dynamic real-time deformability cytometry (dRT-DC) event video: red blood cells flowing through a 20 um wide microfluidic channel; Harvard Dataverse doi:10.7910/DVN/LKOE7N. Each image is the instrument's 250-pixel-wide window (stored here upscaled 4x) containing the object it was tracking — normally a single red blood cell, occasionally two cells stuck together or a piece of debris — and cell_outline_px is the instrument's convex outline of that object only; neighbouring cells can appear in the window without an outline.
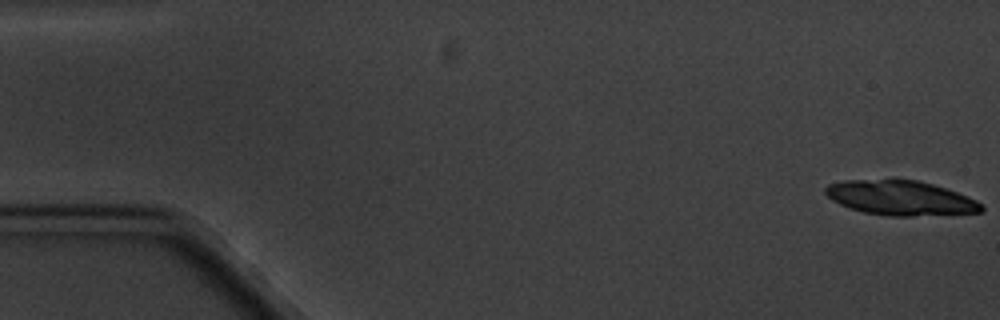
{"species": "common noctule bat (a hibernating species)", "species_latin": "Nyctalus noctula", "temperature_condition": "cold", "stored_images_in_passage": 6, "camera_frame_rate_fps": 3000, "um_per_image_px": 0.085, "animal": {"sex": "male", "body_mass_g": 20.1, "forearm_length_mm": 53.5}, "frame": {"image": 1, "passage_image": 1, "time_ms": 0.0, "image_size_px": [1000, 320], "cell_outline_px": [[984, 212], [912, 216], [888, 216], [864, 212], [848, 208], [832, 200], [824, 192], [824, 188], [828, 184], [844, 180], [916, 180], [932, 184], [968, 196], [976, 200], [984, 208]], "centroid_in_image_um": [76.53, 16.83], "position_along_channel_um": 8.5, "area_um2": 31.33}}